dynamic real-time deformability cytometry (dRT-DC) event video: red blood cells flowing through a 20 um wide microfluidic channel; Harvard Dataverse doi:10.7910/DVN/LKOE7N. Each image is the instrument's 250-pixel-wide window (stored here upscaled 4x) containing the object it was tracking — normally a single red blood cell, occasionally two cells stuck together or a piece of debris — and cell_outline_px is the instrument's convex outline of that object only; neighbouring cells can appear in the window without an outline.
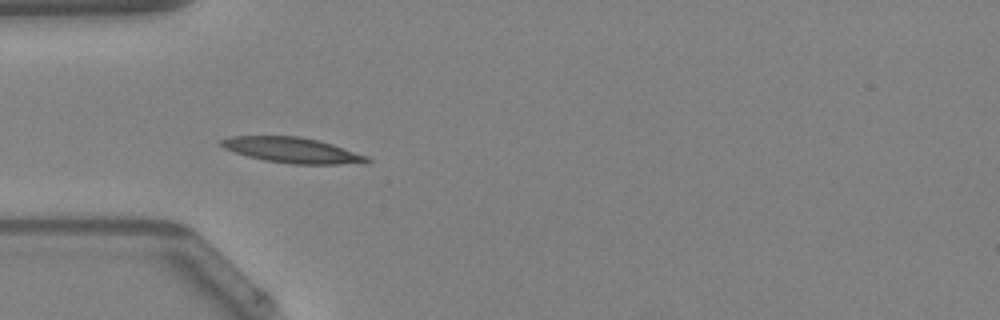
{"species": "Egyptian fruit bat (a non-hibernating species)", "species_latin": "Rousettus aegyptiacus", "temperature_condition": "warm", "stored_images_in_passage": 35, "camera_frame_rate_fps": 3000, "um_per_image_px": 0.085, "animal": {"sex": "female"}, "frame": {"image": 1, "passage_image": 1, "time_ms": 0.0, "image_size_px": [1000, 320], "cell_outline_px": [[372, 160], [368, 164], [292, 164], [264, 160], [248, 156], [224, 148], [220, 144], [220, 140], [232, 136], [300, 136], [332, 144], [368, 156]], "centroid_in_image_um": [24.91, 12.77], "position_along_channel_um": 60.1, "area_um2": 21.62}, "authors_computed_cell_mechanics": {"area_um2": 19.5364, "velocity_mm_per_s": 4.1742, "shape_relaxation_time_tau1_ms": 5.798, "shape_relaxation_time_tau2_ms": null, "deformation_change_tau1": 0.1627, "deformation_change_tau2": null}}